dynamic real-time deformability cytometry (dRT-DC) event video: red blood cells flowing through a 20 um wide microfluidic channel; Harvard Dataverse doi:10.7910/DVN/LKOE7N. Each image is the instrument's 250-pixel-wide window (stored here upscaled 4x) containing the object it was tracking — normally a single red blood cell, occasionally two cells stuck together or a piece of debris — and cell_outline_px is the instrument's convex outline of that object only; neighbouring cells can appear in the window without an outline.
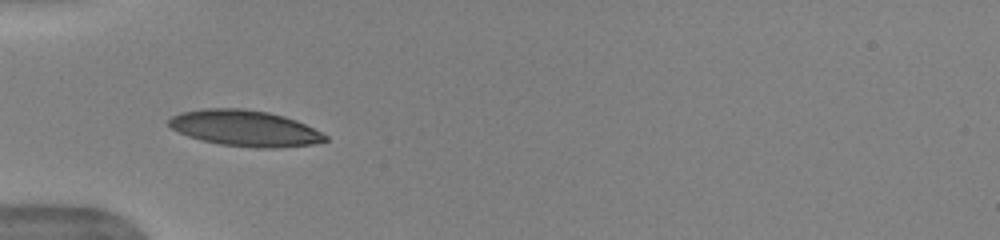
{"species": "human", "species_latin": "Homo sapiens", "temperature_condition": "warm", "stored_images_in_passage": 35, "camera_frame_rate_fps": 3000, "um_per_image_px": 0.085, "donor": {"sex": "female"}, "frame": {"image": 1, "passage_image": 1, "time_ms": 0.0, "image_size_px": [1000, 240], "cell_outline_px": [[328, 140], [312, 144], [276, 148], [256, 148], [220, 144], [188, 136], [172, 128], [168, 124], [168, 120], [172, 116], [180, 112], [204, 108], [240, 108], [268, 112], [284, 116], [296, 120], [328, 136]], "centroid_in_image_um": [20.81, 10.89], "position_along_channel_um": 64.2, "area_um2": 32.6}}
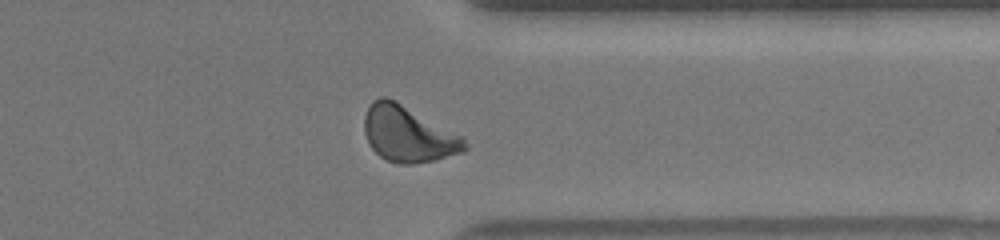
{"frame": {"image": 2, "passage_image": 25, "time_ms": 8.0, "image_size_px": [1000, 240], "cell_outline_px": [[468, 148], [464, 152], [436, 160], [412, 164], [396, 164], [380, 156], [368, 144], [364, 132], [364, 116], [372, 100], [380, 96], [388, 96], [464, 136]], "centroid_in_image_um": [34.7, 11.39], "position_along_channel_um": 376.7, "area_um2": 33.18}}
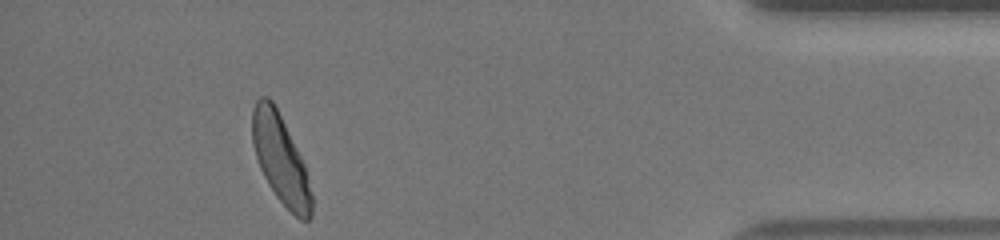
{"frame": {"image": 3, "passage_image": 31, "time_ms": 10.0, "image_size_px": [1000, 240], "cell_outline_px": [[312, 216], [308, 220], [300, 220], [276, 196], [268, 184], [260, 168], [252, 144], [252, 108], [256, 100], [260, 96], [268, 96], [272, 100], [304, 164], [312, 196]], "centroid_in_image_um": [23.82, 13.53], "position_along_channel_um": 411.4, "area_um2": 30.11}, "authors_computed_cell_mechanics": {"area_um2": 31.2698, "velocity_mm_per_s": 3.9592, "shape_relaxation_time_tau1_ms": 2.7171, "shape_relaxation_time_tau2_ms": null, "deformation_change_tau1": 0.142, "deformation_change_tau2": null}}